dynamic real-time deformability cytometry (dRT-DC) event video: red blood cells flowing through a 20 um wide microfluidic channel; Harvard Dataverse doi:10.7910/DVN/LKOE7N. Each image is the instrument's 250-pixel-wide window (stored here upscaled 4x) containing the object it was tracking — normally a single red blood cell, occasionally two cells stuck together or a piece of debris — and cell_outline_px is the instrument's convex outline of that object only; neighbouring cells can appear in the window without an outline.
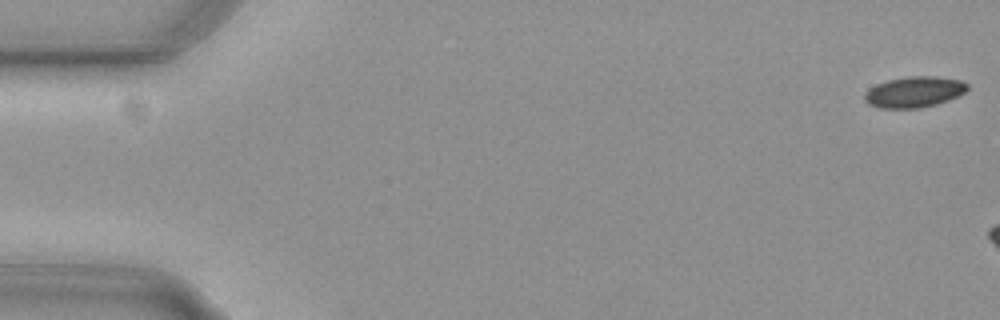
{"species": "common noctule bat (a hibernating species)", "species_latin": "Nyctalus noctula", "temperature_condition": "cold", "stored_images_in_passage": 7, "camera_frame_rate_fps": 3000, "um_per_image_px": 0.085, "animal": {"sex": "female", "body_mass_g": 29.2, "forearm_length_mm": 56.3}, "frame": {"image": 1, "passage_image": 1, "time_ms": 0.0, "image_size_px": [1000, 320], "cell_outline_px": [[968, 88], [964, 92], [948, 100], [936, 104], [920, 108], [880, 108], [868, 104], [864, 100], [864, 96], [868, 88], [876, 84], [888, 80], [908, 76], [936, 76], [960, 80], [968, 84]], "centroid_in_image_um": [77.68, 7.81], "position_along_channel_um": 7.3, "area_um2": 18.5}}